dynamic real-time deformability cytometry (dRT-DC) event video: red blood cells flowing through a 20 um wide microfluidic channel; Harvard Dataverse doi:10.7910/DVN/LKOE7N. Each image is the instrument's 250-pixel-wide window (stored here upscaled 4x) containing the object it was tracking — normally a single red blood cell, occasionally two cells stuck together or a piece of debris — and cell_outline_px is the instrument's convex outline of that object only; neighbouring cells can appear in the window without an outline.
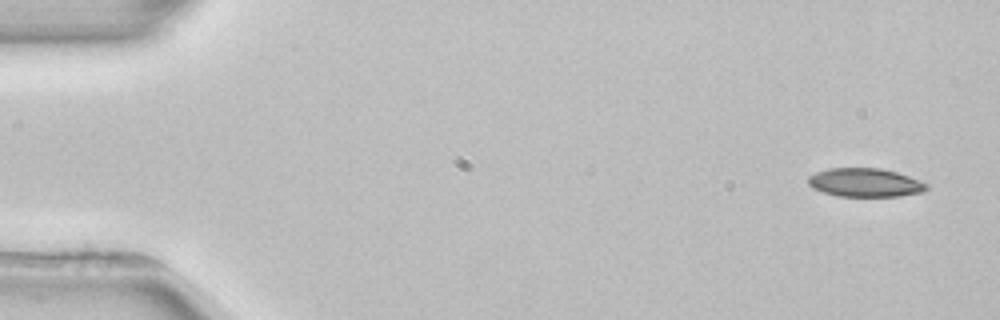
{"species": "common noctule bat (a hibernating species)", "species_latin": "Nyctalus noctula", "temperature_condition": "room temperature", "stored_images_in_passage": 3, "camera_frame_rate_fps": 3000, "um_per_image_px": 0.085, "animal": {"sex": "female", "body_mass_g": 22.7, "forearm_length_mm": 54.2}, "frame": {"image": 1, "passage_image": 1, "time_ms": 0.0, "image_size_px": [1000, 320], "cell_outline_px": [[928, 188], [920, 192], [900, 196], [836, 196], [812, 188], [808, 184], [808, 176], [816, 172], [828, 168], [880, 168], [896, 172], [908, 176], [928, 184]], "centroid_in_image_um": [73.49, 15.51], "position_along_channel_um": 11.5, "area_um2": 19.65}}